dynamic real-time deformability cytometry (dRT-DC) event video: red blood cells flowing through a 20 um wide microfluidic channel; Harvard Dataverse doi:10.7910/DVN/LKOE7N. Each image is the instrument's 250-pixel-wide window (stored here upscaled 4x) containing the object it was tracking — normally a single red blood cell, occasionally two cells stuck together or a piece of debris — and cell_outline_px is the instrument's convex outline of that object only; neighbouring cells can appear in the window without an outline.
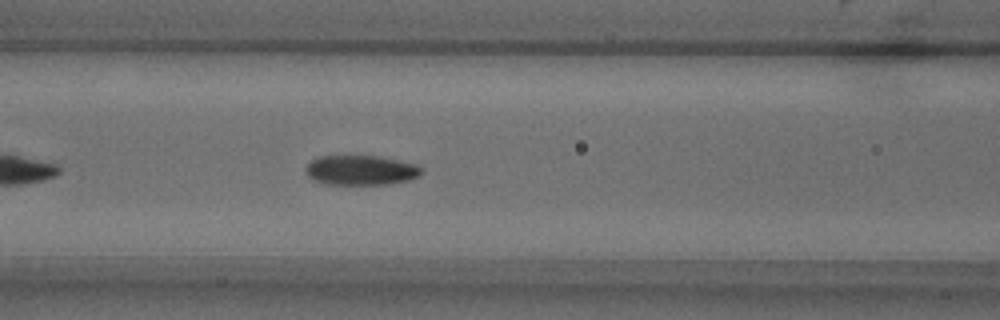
{"species": "common noctule bat (a hibernating species)", "species_latin": "Nyctalus noctula", "temperature_condition": "warm", "stored_images_in_passage": 39, "camera_frame_rate_fps": 3000, "um_per_image_px": 0.085, "animal": {"sex": "male", "body_mass_g": 18.8}, "frame": {"image": 1, "passage_image": 9, "time_ms": 2.667, "image_size_px": [1000, 320], "cell_outline_px": [[424, 172], [420, 176], [408, 180], [388, 184], [328, 184], [312, 180], [308, 176], [304, 168], [312, 160], [320, 156], [376, 156], [416, 164]], "centroid_in_image_um": [30.66, 14.47], "position_along_channel_um": 135.9, "area_um2": 20.0}}
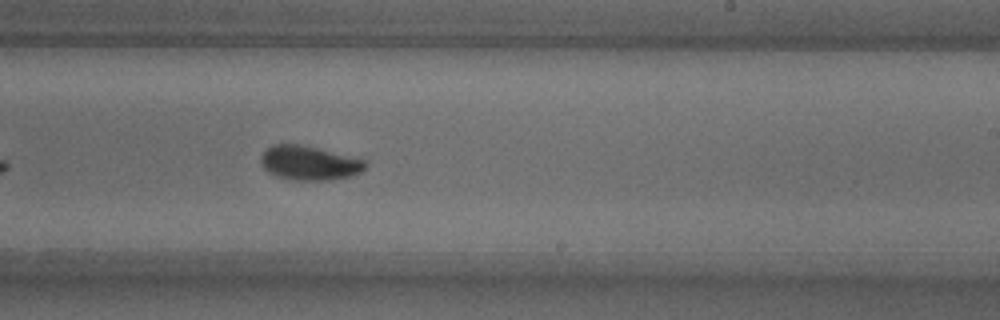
{"frame": {"image": 2, "passage_image": 19, "time_ms": 6.0, "image_size_px": [1000, 320], "cell_outline_px": [[368, 164], [360, 172], [352, 176], [328, 180], [292, 180], [276, 176], [268, 172], [260, 164], [260, 156], [272, 144], [300, 144], [364, 160]], "centroid_in_image_um": [26.24, 13.86], "position_along_channel_um": 262.8, "area_um2": 20.69}}
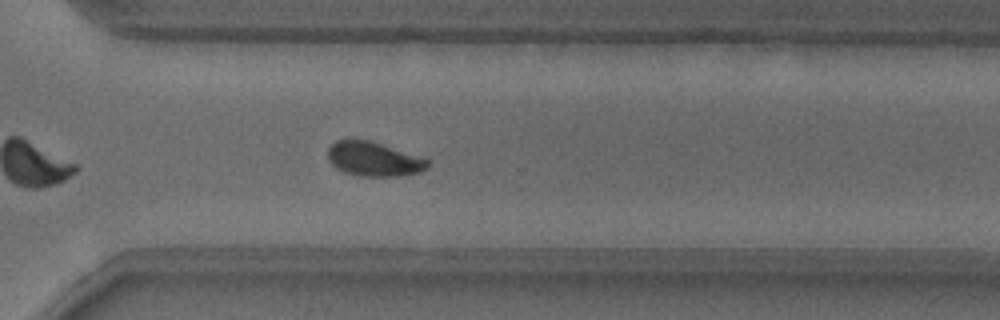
{"frame": {"image": 3, "passage_image": 25, "time_ms": 8.0, "image_size_px": [1000, 320], "cell_outline_px": [[432, 164], [428, 168], [420, 172], [396, 176], [360, 176], [344, 172], [336, 168], [328, 160], [328, 148], [336, 140], [368, 140], [432, 160]], "centroid_in_image_um": [31.8, 13.53], "position_along_channel_um": 338.8, "area_um2": 19.94}, "authors_computed_cell_mechanics": {"area_um2": 20.3456, "velocity_mm_per_s": 3.8092, "shape_relaxation_time_tau1_ms": 3.1888, "shape_relaxation_time_tau2_ms": 1.548, "deformation_change_tau1": 0.1195, "deformation_change_tau2": 0.0552}}